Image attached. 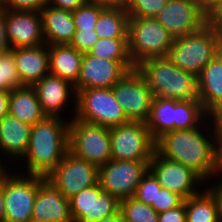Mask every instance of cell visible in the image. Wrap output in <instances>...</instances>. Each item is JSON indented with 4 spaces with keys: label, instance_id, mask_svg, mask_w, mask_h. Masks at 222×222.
Wrapping results in <instances>:
<instances>
[{
    "label": "cell",
    "instance_id": "cell-18",
    "mask_svg": "<svg viewBox=\"0 0 222 222\" xmlns=\"http://www.w3.org/2000/svg\"><path fill=\"white\" fill-rule=\"evenodd\" d=\"M3 10L11 49L45 44L40 12Z\"/></svg>",
    "mask_w": 222,
    "mask_h": 222
},
{
    "label": "cell",
    "instance_id": "cell-20",
    "mask_svg": "<svg viewBox=\"0 0 222 222\" xmlns=\"http://www.w3.org/2000/svg\"><path fill=\"white\" fill-rule=\"evenodd\" d=\"M13 56L22 86H33L50 74L49 46L47 44L15 48Z\"/></svg>",
    "mask_w": 222,
    "mask_h": 222
},
{
    "label": "cell",
    "instance_id": "cell-23",
    "mask_svg": "<svg viewBox=\"0 0 222 222\" xmlns=\"http://www.w3.org/2000/svg\"><path fill=\"white\" fill-rule=\"evenodd\" d=\"M30 135V124L7 114L0 120V154L13 163L15 158L21 161L27 152Z\"/></svg>",
    "mask_w": 222,
    "mask_h": 222
},
{
    "label": "cell",
    "instance_id": "cell-36",
    "mask_svg": "<svg viewBox=\"0 0 222 222\" xmlns=\"http://www.w3.org/2000/svg\"><path fill=\"white\" fill-rule=\"evenodd\" d=\"M98 39L99 37L94 30H75L69 45L84 54L88 53Z\"/></svg>",
    "mask_w": 222,
    "mask_h": 222
},
{
    "label": "cell",
    "instance_id": "cell-42",
    "mask_svg": "<svg viewBox=\"0 0 222 222\" xmlns=\"http://www.w3.org/2000/svg\"><path fill=\"white\" fill-rule=\"evenodd\" d=\"M209 24L219 33L222 37V3L215 8L209 15Z\"/></svg>",
    "mask_w": 222,
    "mask_h": 222
},
{
    "label": "cell",
    "instance_id": "cell-5",
    "mask_svg": "<svg viewBox=\"0 0 222 222\" xmlns=\"http://www.w3.org/2000/svg\"><path fill=\"white\" fill-rule=\"evenodd\" d=\"M222 50V37L208 23L199 31L175 37L168 58L175 66L198 76Z\"/></svg>",
    "mask_w": 222,
    "mask_h": 222
},
{
    "label": "cell",
    "instance_id": "cell-15",
    "mask_svg": "<svg viewBox=\"0 0 222 222\" xmlns=\"http://www.w3.org/2000/svg\"><path fill=\"white\" fill-rule=\"evenodd\" d=\"M136 67L131 60H109L83 54L75 91L87 88H112L126 73Z\"/></svg>",
    "mask_w": 222,
    "mask_h": 222
},
{
    "label": "cell",
    "instance_id": "cell-6",
    "mask_svg": "<svg viewBox=\"0 0 222 222\" xmlns=\"http://www.w3.org/2000/svg\"><path fill=\"white\" fill-rule=\"evenodd\" d=\"M173 41L154 17H129L128 52L135 67L149 58L167 57Z\"/></svg>",
    "mask_w": 222,
    "mask_h": 222
},
{
    "label": "cell",
    "instance_id": "cell-31",
    "mask_svg": "<svg viewBox=\"0 0 222 222\" xmlns=\"http://www.w3.org/2000/svg\"><path fill=\"white\" fill-rule=\"evenodd\" d=\"M107 7L105 4L85 2L72 12L76 30H95L100 13Z\"/></svg>",
    "mask_w": 222,
    "mask_h": 222
},
{
    "label": "cell",
    "instance_id": "cell-35",
    "mask_svg": "<svg viewBox=\"0 0 222 222\" xmlns=\"http://www.w3.org/2000/svg\"><path fill=\"white\" fill-rule=\"evenodd\" d=\"M184 202V198L178 193L166 188L157 187L156 204L151 207L159 214L174 209Z\"/></svg>",
    "mask_w": 222,
    "mask_h": 222
},
{
    "label": "cell",
    "instance_id": "cell-22",
    "mask_svg": "<svg viewBox=\"0 0 222 222\" xmlns=\"http://www.w3.org/2000/svg\"><path fill=\"white\" fill-rule=\"evenodd\" d=\"M198 93L209 116L222 110V50L198 75Z\"/></svg>",
    "mask_w": 222,
    "mask_h": 222
},
{
    "label": "cell",
    "instance_id": "cell-21",
    "mask_svg": "<svg viewBox=\"0 0 222 222\" xmlns=\"http://www.w3.org/2000/svg\"><path fill=\"white\" fill-rule=\"evenodd\" d=\"M33 88L39 99L41 110L46 116L61 117V110L64 112L66 104L71 100L70 97L76 98L74 85L51 74L43 77L33 85Z\"/></svg>",
    "mask_w": 222,
    "mask_h": 222
},
{
    "label": "cell",
    "instance_id": "cell-13",
    "mask_svg": "<svg viewBox=\"0 0 222 222\" xmlns=\"http://www.w3.org/2000/svg\"><path fill=\"white\" fill-rule=\"evenodd\" d=\"M112 90L129 121L146 122L154 96L137 68L126 73Z\"/></svg>",
    "mask_w": 222,
    "mask_h": 222
},
{
    "label": "cell",
    "instance_id": "cell-41",
    "mask_svg": "<svg viewBox=\"0 0 222 222\" xmlns=\"http://www.w3.org/2000/svg\"><path fill=\"white\" fill-rule=\"evenodd\" d=\"M10 44L7 38L5 11L0 9V53L10 50Z\"/></svg>",
    "mask_w": 222,
    "mask_h": 222
},
{
    "label": "cell",
    "instance_id": "cell-24",
    "mask_svg": "<svg viewBox=\"0 0 222 222\" xmlns=\"http://www.w3.org/2000/svg\"><path fill=\"white\" fill-rule=\"evenodd\" d=\"M40 13L45 44H70L76 30L72 12L47 5Z\"/></svg>",
    "mask_w": 222,
    "mask_h": 222
},
{
    "label": "cell",
    "instance_id": "cell-44",
    "mask_svg": "<svg viewBox=\"0 0 222 222\" xmlns=\"http://www.w3.org/2000/svg\"><path fill=\"white\" fill-rule=\"evenodd\" d=\"M10 91H0V120L8 114Z\"/></svg>",
    "mask_w": 222,
    "mask_h": 222
},
{
    "label": "cell",
    "instance_id": "cell-17",
    "mask_svg": "<svg viewBox=\"0 0 222 222\" xmlns=\"http://www.w3.org/2000/svg\"><path fill=\"white\" fill-rule=\"evenodd\" d=\"M69 202L74 222H97L119 211V201L103 191L99 183L83 189Z\"/></svg>",
    "mask_w": 222,
    "mask_h": 222
},
{
    "label": "cell",
    "instance_id": "cell-48",
    "mask_svg": "<svg viewBox=\"0 0 222 222\" xmlns=\"http://www.w3.org/2000/svg\"><path fill=\"white\" fill-rule=\"evenodd\" d=\"M97 222H123V218H122L121 212L118 211L116 214H114L110 217L101 219Z\"/></svg>",
    "mask_w": 222,
    "mask_h": 222
},
{
    "label": "cell",
    "instance_id": "cell-4",
    "mask_svg": "<svg viewBox=\"0 0 222 222\" xmlns=\"http://www.w3.org/2000/svg\"><path fill=\"white\" fill-rule=\"evenodd\" d=\"M207 115V116H206ZM203 117L209 114L200 100H176L153 97L150 113L145 124L156 141L163 134L174 130L200 127Z\"/></svg>",
    "mask_w": 222,
    "mask_h": 222
},
{
    "label": "cell",
    "instance_id": "cell-40",
    "mask_svg": "<svg viewBox=\"0 0 222 222\" xmlns=\"http://www.w3.org/2000/svg\"><path fill=\"white\" fill-rule=\"evenodd\" d=\"M85 2V0H48V5L65 11L74 12Z\"/></svg>",
    "mask_w": 222,
    "mask_h": 222
},
{
    "label": "cell",
    "instance_id": "cell-1",
    "mask_svg": "<svg viewBox=\"0 0 222 222\" xmlns=\"http://www.w3.org/2000/svg\"><path fill=\"white\" fill-rule=\"evenodd\" d=\"M201 127L163 134L155 142V151L170 161L191 168L205 181L209 180V177L211 179L216 175L220 176L222 169L216 157L215 127L210 131L213 133L211 137L210 133L207 135Z\"/></svg>",
    "mask_w": 222,
    "mask_h": 222
},
{
    "label": "cell",
    "instance_id": "cell-45",
    "mask_svg": "<svg viewBox=\"0 0 222 222\" xmlns=\"http://www.w3.org/2000/svg\"><path fill=\"white\" fill-rule=\"evenodd\" d=\"M5 203H4V168L0 171V222H4Z\"/></svg>",
    "mask_w": 222,
    "mask_h": 222
},
{
    "label": "cell",
    "instance_id": "cell-43",
    "mask_svg": "<svg viewBox=\"0 0 222 222\" xmlns=\"http://www.w3.org/2000/svg\"><path fill=\"white\" fill-rule=\"evenodd\" d=\"M210 193L214 196L218 206V214L220 222H222V180L217 182V185L214 184L213 187H207Z\"/></svg>",
    "mask_w": 222,
    "mask_h": 222
},
{
    "label": "cell",
    "instance_id": "cell-33",
    "mask_svg": "<svg viewBox=\"0 0 222 222\" xmlns=\"http://www.w3.org/2000/svg\"><path fill=\"white\" fill-rule=\"evenodd\" d=\"M168 0H125L129 17H155Z\"/></svg>",
    "mask_w": 222,
    "mask_h": 222
},
{
    "label": "cell",
    "instance_id": "cell-8",
    "mask_svg": "<svg viewBox=\"0 0 222 222\" xmlns=\"http://www.w3.org/2000/svg\"><path fill=\"white\" fill-rule=\"evenodd\" d=\"M69 152L98 167L112 160L110 128L69 119Z\"/></svg>",
    "mask_w": 222,
    "mask_h": 222
},
{
    "label": "cell",
    "instance_id": "cell-19",
    "mask_svg": "<svg viewBox=\"0 0 222 222\" xmlns=\"http://www.w3.org/2000/svg\"><path fill=\"white\" fill-rule=\"evenodd\" d=\"M31 220L38 222H74L70 202L45 177L39 176V188Z\"/></svg>",
    "mask_w": 222,
    "mask_h": 222
},
{
    "label": "cell",
    "instance_id": "cell-32",
    "mask_svg": "<svg viewBox=\"0 0 222 222\" xmlns=\"http://www.w3.org/2000/svg\"><path fill=\"white\" fill-rule=\"evenodd\" d=\"M22 87L16 71L13 49L0 53V91Z\"/></svg>",
    "mask_w": 222,
    "mask_h": 222
},
{
    "label": "cell",
    "instance_id": "cell-3",
    "mask_svg": "<svg viewBox=\"0 0 222 222\" xmlns=\"http://www.w3.org/2000/svg\"><path fill=\"white\" fill-rule=\"evenodd\" d=\"M153 96L176 100H199L198 76L178 68L168 57L149 58L136 66Z\"/></svg>",
    "mask_w": 222,
    "mask_h": 222
},
{
    "label": "cell",
    "instance_id": "cell-25",
    "mask_svg": "<svg viewBox=\"0 0 222 222\" xmlns=\"http://www.w3.org/2000/svg\"><path fill=\"white\" fill-rule=\"evenodd\" d=\"M83 53L69 44L49 46L50 74L75 85L79 75Z\"/></svg>",
    "mask_w": 222,
    "mask_h": 222
},
{
    "label": "cell",
    "instance_id": "cell-2",
    "mask_svg": "<svg viewBox=\"0 0 222 222\" xmlns=\"http://www.w3.org/2000/svg\"><path fill=\"white\" fill-rule=\"evenodd\" d=\"M68 121V122H67ZM45 116L31 126L26 159L29 175L47 177L69 151V120Z\"/></svg>",
    "mask_w": 222,
    "mask_h": 222
},
{
    "label": "cell",
    "instance_id": "cell-16",
    "mask_svg": "<svg viewBox=\"0 0 222 222\" xmlns=\"http://www.w3.org/2000/svg\"><path fill=\"white\" fill-rule=\"evenodd\" d=\"M149 170L162 188L176 192L184 199L201 192L196 184L202 182L203 179L197 173L181 163L160 156L156 151L149 162Z\"/></svg>",
    "mask_w": 222,
    "mask_h": 222
},
{
    "label": "cell",
    "instance_id": "cell-26",
    "mask_svg": "<svg viewBox=\"0 0 222 222\" xmlns=\"http://www.w3.org/2000/svg\"><path fill=\"white\" fill-rule=\"evenodd\" d=\"M8 114L31 126L46 116L33 86H22L10 91Z\"/></svg>",
    "mask_w": 222,
    "mask_h": 222
},
{
    "label": "cell",
    "instance_id": "cell-10",
    "mask_svg": "<svg viewBox=\"0 0 222 222\" xmlns=\"http://www.w3.org/2000/svg\"><path fill=\"white\" fill-rule=\"evenodd\" d=\"M150 160H110L99 167L98 183L118 201L133 197Z\"/></svg>",
    "mask_w": 222,
    "mask_h": 222
},
{
    "label": "cell",
    "instance_id": "cell-30",
    "mask_svg": "<svg viewBox=\"0 0 222 222\" xmlns=\"http://www.w3.org/2000/svg\"><path fill=\"white\" fill-rule=\"evenodd\" d=\"M123 222H158L159 214L144 202L134 197L119 201Z\"/></svg>",
    "mask_w": 222,
    "mask_h": 222
},
{
    "label": "cell",
    "instance_id": "cell-46",
    "mask_svg": "<svg viewBox=\"0 0 222 222\" xmlns=\"http://www.w3.org/2000/svg\"><path fill=\"white\" fill-rule=\"evenodd\" d=\"M198 1L201 3L204 11L208 15L222 3V0H198Z\"/></svg>",
    "mask_w": 222,
    "mask_h": 222
},
{
    "label": "cell",
    "instance_id": "cell-11",
    "mask_svg": "<svg viewBox=\"0 0 222 222\" xmlns=\"http://www.w3.org/2000/svg\"><path fill=\"white\" fill-rule=\"evenodd\" d=\"M112 160H151L155 140L144 122H128L110 128Z\"/></svg>",
    "mask_w": 222,
    "mask_h": 222
},
{
    "label": "cell",
    "instance_id": "cell-9",
    "mask_svg": "<svg viewBox=\"0 0 222 222\" xmlns=\"http://www.w3.org/2000/svg\"><path fill=\"white\" fill-rule=\"evenodd\" d=\"M4 169V222L31 221L34 201L39 188V176L20 172L10 174Z\"/></svg>",
    "mask_w": 222,
    "mask_h": 222
},
{
    "label": "cell",
    "instance_id": "cell-34",
    "mask_svg": "<svg viewBox=\"0 0 222 222\" xmlns=\"http://www.w3.org/2000/svg\"><path fill=\"white\" fill-rule=\"evenodd\" d=\"M157 187H162L153 173L148 170L137 185L134 198L147 205L156 204Z\"/></svg>",
    "mask_w": 222,
    "mask_h": 222
},
{
    "label": "cell",
    "instance_id": "cell-38",
    "mask_svg": "<svg viewBox=\"0 0 222 222\" xmlns=\"http://www.w3.org/2000/svg\"><path fill=\"white\" fill-rule=\"evenodd\" d=\"M213 121L212 128L215 127L216 133V157L220 168L222 169V110L210 116ZM214 125V126H213Z\"/></svg>",
    "mask_w": 222,
    "mask_h": 222
},
{
    "label": "cell",
    "instance_id": "cell-27",
    "mask_svg": "<svg viewBox=\"0 0 222 222\" xmlns=\"http://www.w3.org/2000/svg\"><path fill=\"white\" fill-rule=\"evenodd\" d=\"M128 20L124 4L107 6L100 13L94 31L99 38H128Z\"/></svg>",
    "mask_w": 222,
    "mask_h": 222
},
{
    "label": "cell",
    "instance_id": "cell-47",
    "mask_svg": "<svg viewBox=\"0 0 222 222\" xmlns=\"http://www.w3.org/2000/svg\"><path fill=\"white\" fill-rule=\"evenodd\" d=\"M86 2L101 3L107 6H119L125 3V0H85Z\"/></svg>",
    "mask_w": 222,
    "mask_h": 222
},
{
    "label": "cell",
    "instance_id": "cell-28",
    "mask_svg": "<svg viewBox=\"0 0 222 222\" xmlns=\"http://www.w3.org/2000/svg\"><path fill=\"white\" fill-rule=\"evenodd\" d=\"M205 189L185 199L186 222H220L216 199Z\"/></svg>",
    "mask_w": 222,
    "mask_h": 222
},
{
    "label": "cell",
    "instance_id": "cell-14",
    "mask_svg": "<svg viewBox=\"0 0 222 222\" xmlns=\"http://www.w3.org/2000/svg\"><path fill=\"white\" fill-rule=\"evenodd\" d=\"M154 18L174 38L197 32L209 23L208 14L197 0H168Z\"/></svg>",
    "mask_w": 222,
    "mask_h": 222
},
{
    "label": "cell",
    "instance_id": "cell-39",
    "mask_svg": "<svg viewBox=\"0 0 222 222\" xmlns=\"http://www.w3.org/2000/svg\"><path fill=\"white\" fill-rule=\"evenodd\" d=\"M158 222H186L185 199L180 206L159 213Z\"/></svg>",
    "mask_w": 222,
    "mask_h": 222
},
{
    "label": "cell",
    "instance_id": "cell-7",
    "mask_svg": "<svg viewBox=\"0 0 222 222\" xmlns=\"http://www.w3.org/2000/svg\"><path fill=\"white\" fill-rule=\"evenodd\" d=\"M73 117L112 128L130 122L116 100L112 88H87L76 91Z\"/></svg>",
    "mask_w": 222,
    "mask_h": 222
},
{
    "label": "cell",
    "instance_id": "cell-49",
    "mask_svg": "<svg viewBox=\"0 0 222 222\" xmlns=\"http://www.w3.org/2000/svg\"><path fill=\"white\" fill-rule=\"evenodd\" d=\"M7 0H0V9H2Z\"/></svg>",
    "mask_w": 222,
    "mask_h": 222
},
{
    "label": "cell",
    "instance_id": "cell-50",
    "mask_svg": "<svg viewBox=\"0 0 222 222\" xmlns=\"http://www.w3.org/2000/svg\"><path fill=\"white\" fill-rule=\"evenodd\" d=\"M1 161V160H0ZM4 165V166H3ZM5 165H7V164H2L1 162H0V171L3 169V168H5L6 166Z\"/></svg>",
    "mask_w": 222,
    "mask_h": 222
},
{
    "label": "cell",
    "instance_id": "cell-12",
    "mask_svg": "<svg viewBox=\"0 0 222 222\" xmlns=\"http://www.w3.org/2000/svg\"><path fill=\"white\" fill-rule=\"evenodd\" d=\"M98 177V166L68 151L46 179L69 200L83 189L98 184Z\"/></svg>",
    "mask_w": 222,
    "mask_h": 222
},
{
    "label": "cell",
    "instance_id": "cell-29",
    "mask_svg": "<svg viewBox=\"0 0 222 222\" xmlns=\"http://www.w3.org/2000/svg\"><path fill=\"white\" fill-rule=\"evenodd\" d=\"M88 54L109 60H131L128 52V38H99Z\"/></svg>",
    "mask_w": 222,
    "mask_h": 222
},
{
    "label": "cell",
    "instance_id": "cell-37",
    "mask_svg": "<svg viewBox=\"0 0 222 222\" xmlns=\"http://www.w3.org/2000/svg\"><path fill=\"white\" fill-rule=\"evenodd\" d=\"M47 5L48 0H7L2 9L40 12Z\"/></svg>",
    "mask_w": 222,
    "mask_h": 222
}]
</instances>
